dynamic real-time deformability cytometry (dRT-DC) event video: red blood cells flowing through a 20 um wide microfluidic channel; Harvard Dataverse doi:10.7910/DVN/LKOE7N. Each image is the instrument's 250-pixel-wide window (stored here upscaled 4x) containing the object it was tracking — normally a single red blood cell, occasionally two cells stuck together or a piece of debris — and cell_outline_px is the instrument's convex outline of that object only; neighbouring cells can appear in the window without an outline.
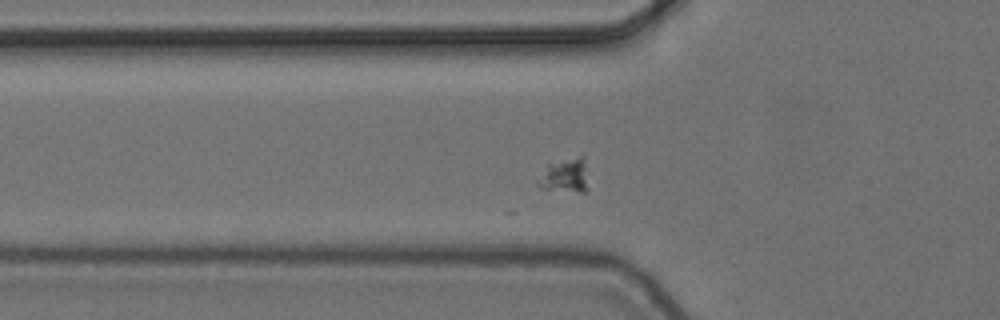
{"species": "common noctule bat (a hibernating species)", "species_latin": "Nyctalus noctula", "temperature_condition": "cold", "stored_images_in_passage": 34, "camera_frame_rate_fps": 3000, "um_per_image_px": 0.085, "animal": {"sex": "female", "body_mass_g": 24.6, "forearm_length_mm": 56.2}, "frame": {"image": 1, "passage_image": 12, "time_ms": 3.667, "image_size_px": [1000, 320], "cell_outline_px": [[588, 192], [580, 192], [540, 188], [536, 184], [536, 180], [548, 164], [584, 152], [588, 188]], "centroid_in_image_um": [48.06, 14.88], "position_along_channel_um": 77.7, "area_um2": 10.46}}
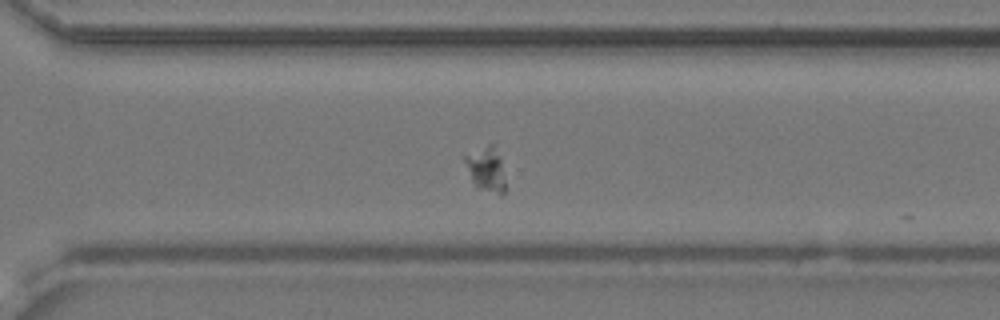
{"frame": {"image": 2, "passage_image": 33, "time_ms": 10.667, "image_size_px": [1000, 320], "cell_outline_px": [[504, 192], [500, 196], [476, 188], [472, 180], [464, 160], [464, 156], [488, 144], [492, 144], [500, 156], [504, 180]], "centroid_in_image_um": [41.32, 14.42], "position_along_channel_um": 329.3, "area_um2": 10.35}}